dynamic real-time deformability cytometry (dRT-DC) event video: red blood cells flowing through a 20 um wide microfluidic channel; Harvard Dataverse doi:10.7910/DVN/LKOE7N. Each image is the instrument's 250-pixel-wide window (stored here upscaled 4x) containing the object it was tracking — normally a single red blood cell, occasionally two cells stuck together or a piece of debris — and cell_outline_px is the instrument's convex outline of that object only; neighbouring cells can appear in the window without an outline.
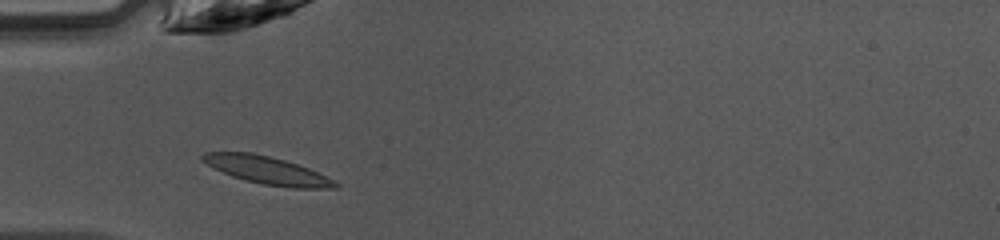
{"species": "common noctule bat (a hibernating species)", "species_latin": "Nyctalus noctula", "temperature_condition": "warm", "stored_images_in_passage": 35, "camera_frame_rate_fps": 3000, "um_per_image_px": 0.085, "animal": {"sex": "female", "body_mass_g": 10.0, "forearm_length_mm": 53.1}, "frame": {"image": 1, "passage_image": 3, "time_ms": 0.667, "image_size_px": [1000, 240], "cell_outline_px": [[340, 184], [336, 188], [292, 188], [264, 184], [244, 180], [232, 176], [200, 160], [200, 156], [204, 152], [252, 152], [284, 160], [308, 168]], "centroid_in_image_um": [22.67, 14.47], "position_along_channel_um": 62.3, "area_um2": 20.98}}
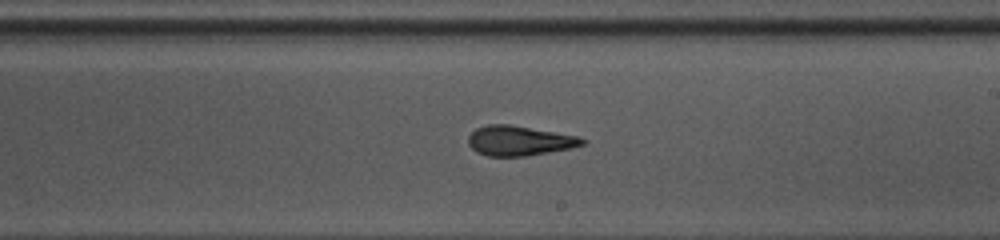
{"frame": {"image": 2, "passage_image": 16, "time_ms": 5.0, "image_size_px": [1000, 240], "cell_outline_px": [[588, 140], [584, 144], [572, 148], [524, 156], [488, 156], [476, 152], [468, 144], [468, 136], [476, 128], [488, 124], [512, 124], [580, 136]], "centroid_in_image_um": [44.16, 11.95], "position_along_channel_um": 244.8, "area_um2": 20.06}}
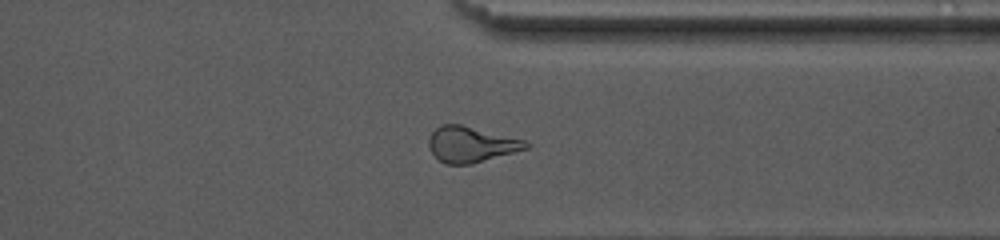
{"frame": {"image": 3, "passage_image": 25, "time_ms": 8.0, "image_size_px": [1000, 240], "cell_outline_px": [[532, 144], [528, 148], [472, 164], [444, 164], [428, 148], [428, 140], [432, 132], [440, 124], [460, 124], [524, 140]], "centroid_in_image_um": [40.02, 12.27], "position_along_channel_um": 371.4, "area_um2": 20.06}, "authors_computed_cell_mechanics": {"area_um2": 20.2878, "velocity_mm_per_s": 4.2334, "shape_relaxation_time_tau1_ms": 4.5785, "shape_relaxation_time_tau2_ms": 1.486, "deformation_change_tau1": 0.1762, "deformation_change_tau2": 0.1092}}